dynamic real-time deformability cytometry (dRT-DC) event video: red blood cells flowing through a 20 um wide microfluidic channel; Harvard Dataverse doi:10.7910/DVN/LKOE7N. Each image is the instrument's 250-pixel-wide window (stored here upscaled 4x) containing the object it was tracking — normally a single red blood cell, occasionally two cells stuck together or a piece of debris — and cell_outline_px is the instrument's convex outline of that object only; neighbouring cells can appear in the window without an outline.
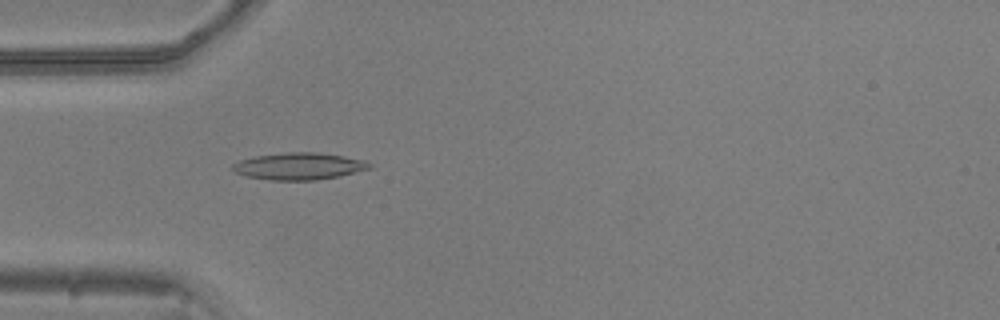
{"species": "common noctule bat (a hibernating species)", "species_latin": "Nyctalus noctula", "temperature_condition": "warm", "stored_images_in_passage": 33, "camera_frame_rate_fps": 3000, "um_per_image_px": 0.085, "animal": {"sex": "male", "body_mass_g": 20.5, "forearm_length_mm": 52.5}, "frame": {"image": 1, "passage_image": 1, "time_ms": 0.0, "image_size_px": [1000, 320], "cell_outline_px": [[372, 168], [336, 176], [316, 180], [272, 180], [244, 176], [228, 168], [232, 164], [240, 160], [256, 156], [288, 152], [316, 152], [344, 156], [364, 160], [372, 164]], "centroid_in_image_um": [25.38, 14.12], "position_along_channel_um": 59.6, "area_um2": 21.44}}
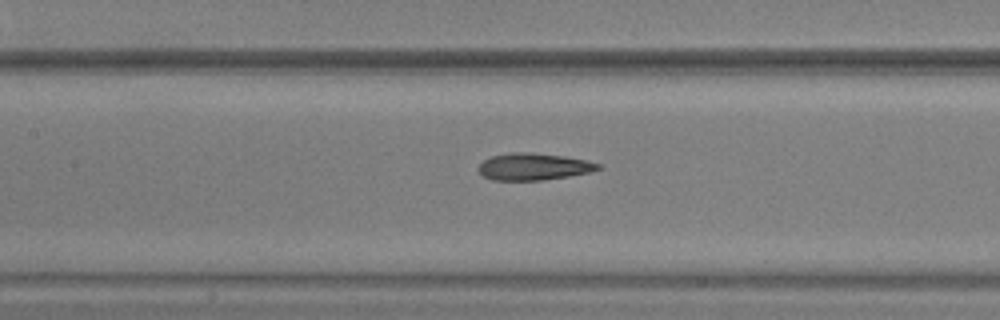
{"frame": {"image": 2, "passage_image": 9, "time_ms": 2.667, "image_size_px": [1000, 320], "cell_outline_px": [[600, 168], [588, 172], [568, 176], [540, 180], [492, 180], [484, 176], [480, 172], [480, 164], [484, 160], [492, 156], [512, 152], [528, 152], [564, 156], [584, 160], [600, 164]], "centroid_in_image_um": [45.33, 14.16], "position_along_channel_um": 162.1, "area_um2": 18.38}}
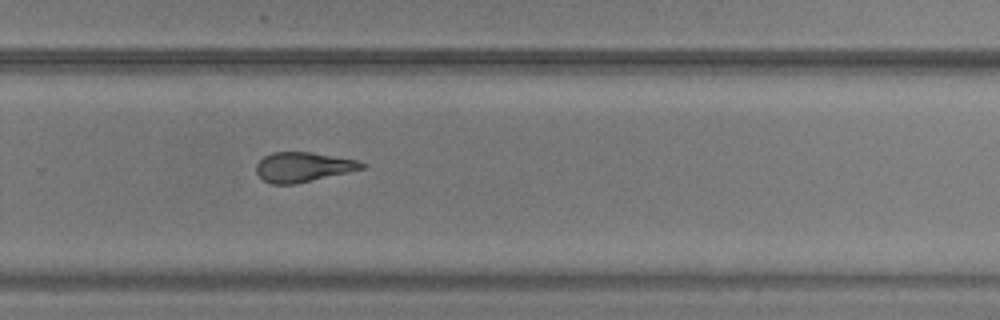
{"frame": {"image": 3, "passage_image": 20, "time_ms": 6.333, "image_size_px": [1000, 320], "cell_outline_px": [[368, 164], [364, 168], [348, 172], [296, 184], [272, 184], [264, 180], [256, 172], [256, 164], [264, 156], [272, 152], [312, 152], [356, 160]], "centroid_in_image_um": [25.76, 14.19], "position_along_channel_um": 304.0, "area_um2": 18.21}, "authors_computed_cell_mechanics": {"area_um2": 18.2648, "velocity_mm_per_s": 3.8874, "shape_relaxation_time_tau1_ms": 5.6698, "shape_relaxation_time_tau2_ms": 4.2495, "deformation_change_tau1": 0.1977, "deformation_change_tau2": 0.1485}}